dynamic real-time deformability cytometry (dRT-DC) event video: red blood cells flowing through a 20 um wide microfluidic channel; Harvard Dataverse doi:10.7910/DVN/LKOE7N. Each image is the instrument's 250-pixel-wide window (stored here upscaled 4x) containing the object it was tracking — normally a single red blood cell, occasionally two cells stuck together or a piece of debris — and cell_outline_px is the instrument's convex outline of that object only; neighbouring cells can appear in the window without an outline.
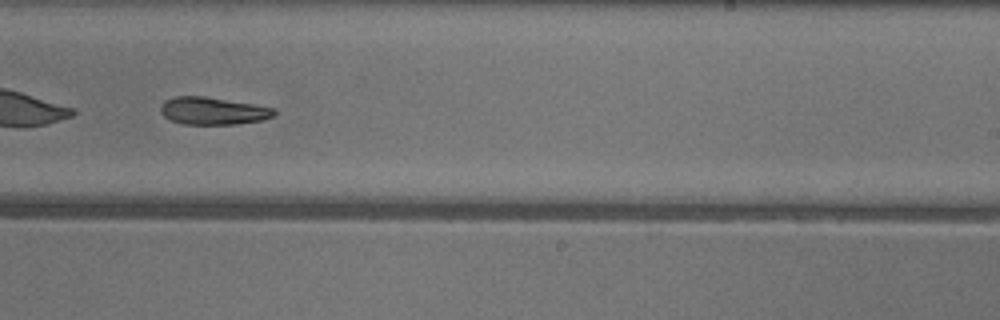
{"species": "common noctule bat (a hibernating species)", "species_latin": "Nyctalus noctula", "temperature_condition": "warm", "stored_images_in_passage": 46, "camera_frame_rate_fps": 3000, "um_per_image_px": 0.085, "animal": {"sex": "female"}, "frame": {"image": 1, "passage_image": 27, "time_ms": 8.667, "image_size_px": [1000, 320], "cell_outline_px": [[276, 116], [260, 120], [236, 124], [184, 124], [168, 120], [160, 112], [160, 108], [164, 100], [176, 96], [204, 96], [256, 104], [276, 108]], "centroid_in_image_um": [18.11, 9.42], "position_along_channel_um": 270.9, "area_um2": 18.38}}